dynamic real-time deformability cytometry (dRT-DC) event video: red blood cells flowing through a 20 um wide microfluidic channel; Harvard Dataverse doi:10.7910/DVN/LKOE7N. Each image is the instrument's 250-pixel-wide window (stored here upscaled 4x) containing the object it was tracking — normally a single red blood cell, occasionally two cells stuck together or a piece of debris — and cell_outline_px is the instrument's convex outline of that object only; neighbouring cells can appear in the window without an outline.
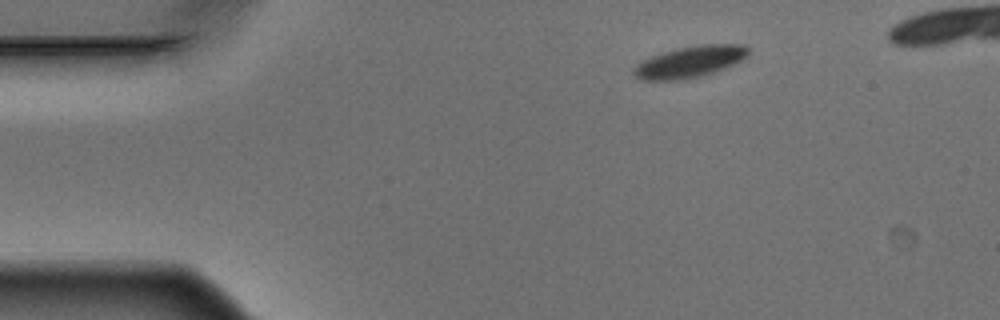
{"species": "Egyptian fruit bat (a non-hibernating species)", "species_latin": "Rousettus aegyptiacus", "temperature_condition": "warm", "stored_images_in_passage": 9, "camera_frame_rate_fps": 3000, "um_per_image_px": 0.085, "animal": {"sex": "male"}, "frame": {"image": 1, "passage_image": 1, "time_ms": 0.0, "image_size_px": [1000, 320], "cell_outline_px": [[748, 56], [724, 68], [700, 76], [680, 80], [644, 80], [636, 76], [632, 72], [636, 64], [640, 60], [676, 48], [700, 44], [744, 44], [748, 48]], "centroid_in_image_um": [58.61, 5.24], "position_along_channel_um": 26.4, "area_um2": 20.87}}
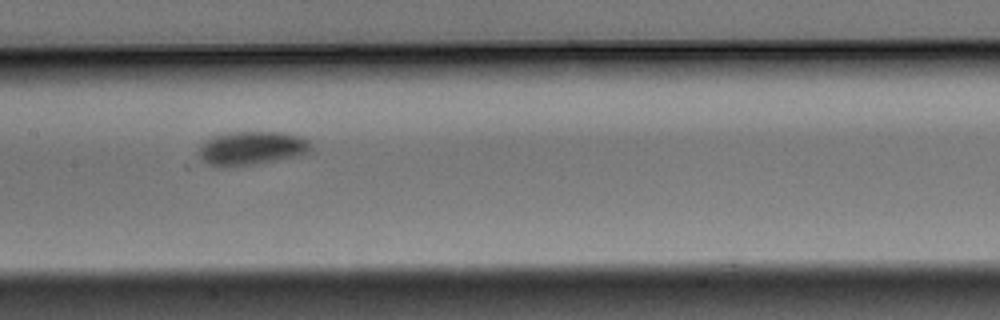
{"frame": {"image": 2, "passage_image": 6, "time_ms": 1.667, "image_size_px": [1000, 320], "cell_outline_px": [[312, 152], [296, 156], [256, 164], [228, 168], [216, 168], [204, 164], [196, 156], [196, 152], [200, 144], [212, 136], [236, 132], [284, 132], [300, 136], [308, 140], [312, 144]], "centroid_in_image_um": [21.31, 12.63], "position_along_channel_um": 186.1, "area_um2": 22.83}}
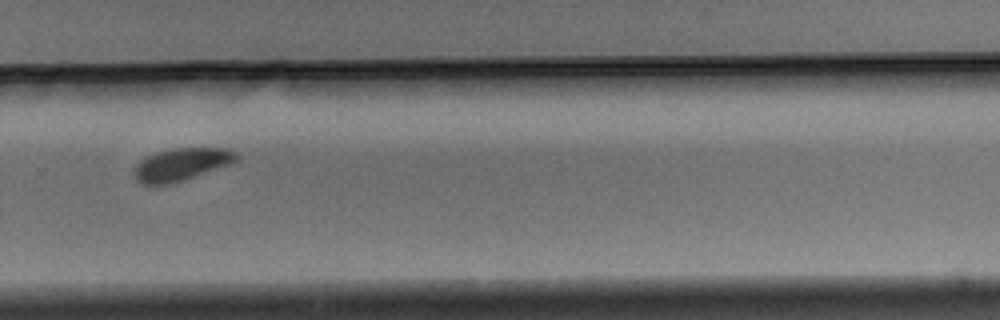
{"frame": {"image": 3, "passage_image": 9, "time_ms": 2.667, "image_size_px": [1000, 320], "cell_outline_px": [[240, 160], [168, 184], [144, 184], [136, 180], [132, 172], [132, 168], [144, 156], [156, 152], [172, 148], [228, 148], [240, 152]], "centroid_in_image_um": [15.4, 13.93], "position_along_channel_um": 314.4, "area_um2": 19.36}}